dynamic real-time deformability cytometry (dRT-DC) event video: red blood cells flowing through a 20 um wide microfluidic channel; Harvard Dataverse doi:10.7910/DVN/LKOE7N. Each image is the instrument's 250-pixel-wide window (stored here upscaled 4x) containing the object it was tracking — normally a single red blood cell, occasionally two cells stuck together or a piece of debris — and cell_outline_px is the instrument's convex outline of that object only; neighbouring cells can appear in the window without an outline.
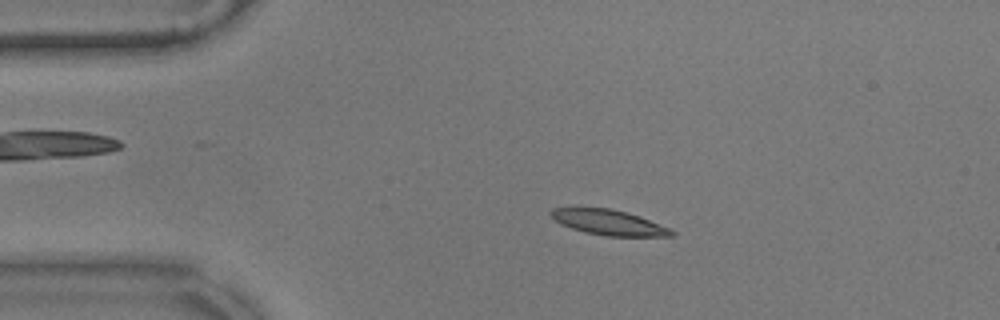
{"species": "common noctule bat (a hibernating species)", "species_latin": "Nyctalus noctula", "temperature_condition": "warm", "stored_images_in_passage": 52, "camera_frame_rate_fps": 3000, "um_per_image_px": 0.085, "animal": {"sex": "male", "body_mass_g": 17.9}, "frame": {"image": 1, "passage_image": 7, "time_ms": 2.0, "image_size_px": [1000, 320], "cell_outline_px": [[676, 232], [672, 236], [608, 236], [584, 232], [560, 224], [548, 212], [552, 208], [612, 208], [628, 212], [640, 216], [672, 228]], "centroid_in_image_um": [51.8, 18.9], "position_along_channel_um": 33.2, "area_um2": 17.86}}
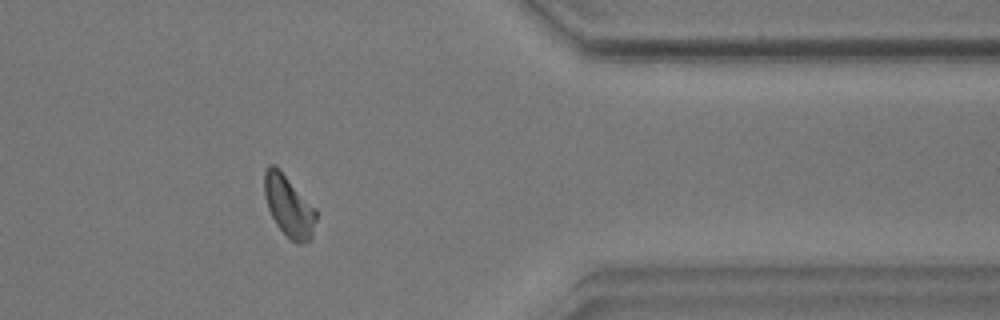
{"frame": {"image": 2, "passage_image": 42, "time_ms": 13.667, "image_size_px": [1000, 320], "cell_outline_px": [[316, 220], [312, 236], [304, 244], [296, 244], [276, 224], [268, 208], [264, 196], [264, 172], [268, 164], [272, 164], [316, 208]], "centroid_in_image_um": [24.54, 17.56], "position_along_channel_um": 386.9, "area_um2": 17.98}}
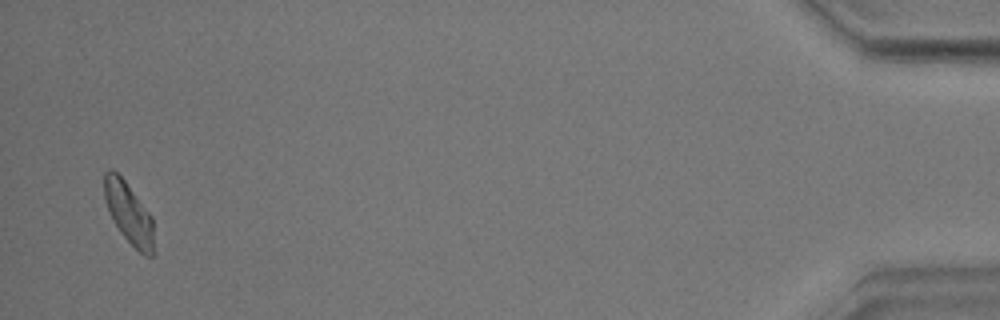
{"frame": {"image": 3, "passage_image": 51, "time_ms": 16.667, "image_size_px": [1000, 320], "cell_outline_px": [[152, 256], [144, 256], [120, 232], [112, 220], [104, 200], [104, 172], [108, 168], [112, 168], [124, 180], [152, 216]], "centroid_in_image_um": [10.89, 18.06], "position_along_channel_um": 424.3, "area_um2": 17.4}, "authors_computed_cell_mechanics": {"area_um2": 17.918, "velocity_mm_per_s": 3.5212, "shape_relaxation_time_tau1_ms": 3.5991, "shape_relaxation_time_tau2_ms": 6.3922, "deformation_change_tau1": 0.1678, "deformation_change_tau2": 0.1656}}